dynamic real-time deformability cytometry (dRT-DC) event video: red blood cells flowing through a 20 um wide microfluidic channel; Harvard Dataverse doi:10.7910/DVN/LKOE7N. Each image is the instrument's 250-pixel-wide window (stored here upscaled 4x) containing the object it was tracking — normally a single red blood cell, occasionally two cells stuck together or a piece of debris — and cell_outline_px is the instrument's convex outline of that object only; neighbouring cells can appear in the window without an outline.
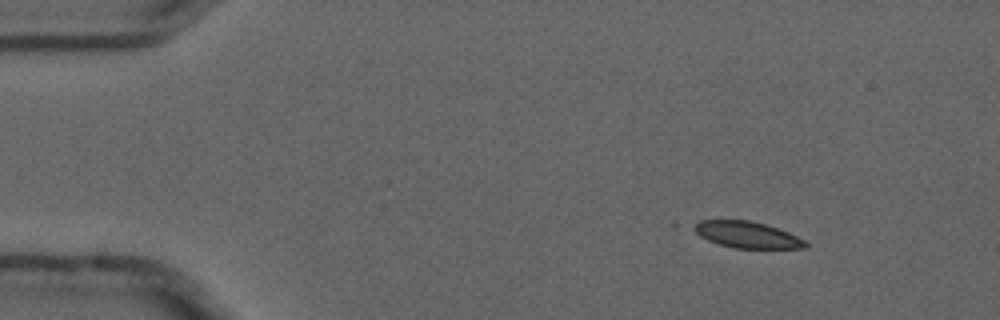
{"species": "common noctule bat (a hibernating species)", "species_latin": "Nyctalus noctula", "temperature_condition": "cold", "stored_images_in_passage": 8, "camera_frame_rate_fps": 3000, "um_per_image_px": 0.085, "animal": {"sex": "male", "forearm_length_mm": 52.5}, "frame": {"image": 1, "passage_image": 1, "time_ms": 0.0, "image_size_px": [1000, 320], "cell_outline_px": [[808, 248], [732, 248], [708, 240], [700, 236], [688, 228], [692, 224], [700, 220], [748, 220], [764, 224], [788, 232], [804, 240], [808, 244]], "centroid_in_image_um": [63.43, 19.95], "position_along_channel_um": 21.6, "area_um2": 17.22}}
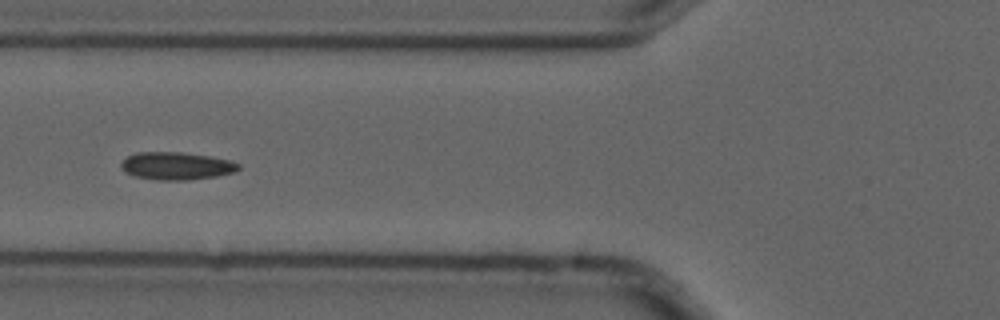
{"frame": {"image": 2, "passage_image": 5, "time_ms": 1.333, "image_size_px": [1000, 320], "cell_outline_px": [[240, 168], [236, 172], [216, 176], [188, 180], [160, 180], [136, 176], [124, 172], [120, 168], [120, 164], [128, 156], [136, 152], [180, 152], [208, 156], [228, 160], [240, 164]], "centroid_in_image_um": [14.99, 14.1], "position_along_channel_um": 110.8, "area_um2": 18.84}}
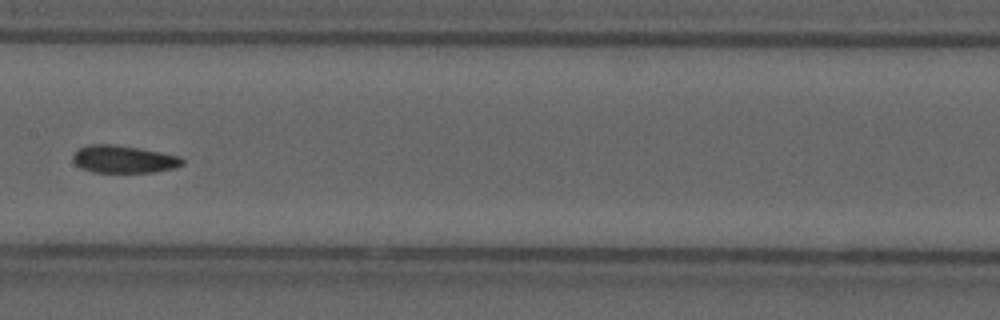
{"frame": {"image": 3, "passage_image": 7, "time_ms": 2.0, "image_size_px": [1000, 320], "cell_outline_px": [[184, 164], [176, 168], [156, 172], [92, 172], [80, 168], [72, 160], [72, 156], [80, 148], [88, 144], [112, 144], [140, 148], [180, 156], [184, 160]], "centroid_in_image_um": [10.53, 13.54], "position_along_channel_um": 196.9, "area_um2": 17.69}}